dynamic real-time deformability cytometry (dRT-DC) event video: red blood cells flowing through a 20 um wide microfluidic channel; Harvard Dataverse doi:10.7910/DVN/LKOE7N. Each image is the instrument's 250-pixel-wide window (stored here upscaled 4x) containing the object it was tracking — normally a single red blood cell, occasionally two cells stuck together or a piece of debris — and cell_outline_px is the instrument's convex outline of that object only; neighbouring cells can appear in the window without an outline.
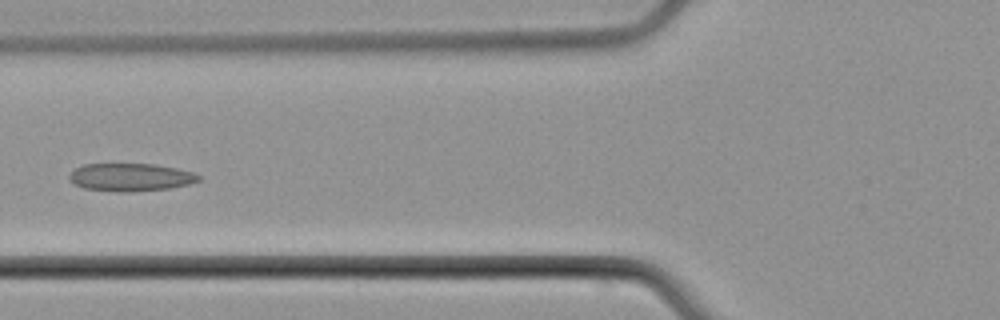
{"species": "common noctule bat (a hibernating species)", "species_latin": "Nyctalus noctula", "temperature_condition": "cold", "stored_images_in_passage": 5, "camera_frame_rate_fps": 3000, "um_per_image_px": 0.085, "animal": {"sex": "male", "body_mass_g": 21.5, "forearm_length_mm": 52.0}, "frame": {"image": 1, "passage_image": 5, "time_ms": 5.667, "image_size_px": [1000, 320], "cell_outline_px": [[200, 180], [188, 184], [168, 188], [128, 192], [116, 192], [84, 188], [76, 184], [68, 176], [76, 168], [84, 164], [152, 164], [176, 168], [192, 172], [200, 176]], "centroid_in_image_um": [11.1, 15.06], "position_along_channel_um": 114.7, "area_um2": 20.69}}